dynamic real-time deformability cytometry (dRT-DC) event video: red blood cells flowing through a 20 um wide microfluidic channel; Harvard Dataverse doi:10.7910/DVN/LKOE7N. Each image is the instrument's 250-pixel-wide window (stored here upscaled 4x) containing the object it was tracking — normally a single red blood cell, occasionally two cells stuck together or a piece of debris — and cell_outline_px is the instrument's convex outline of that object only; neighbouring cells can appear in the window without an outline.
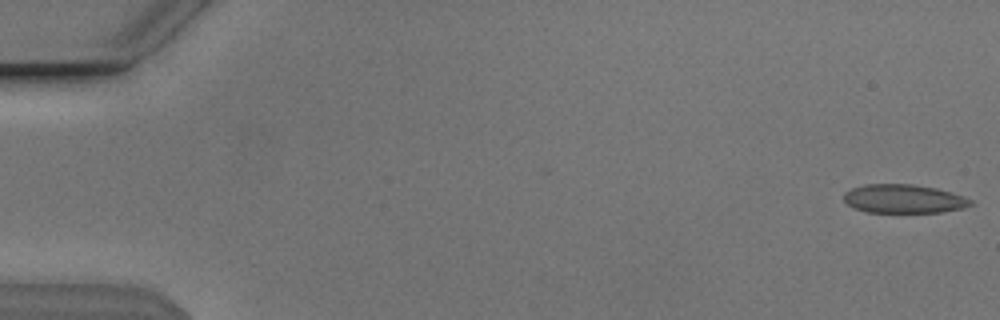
{"species": "Egyptian fruit bat (a non-hibernating species)", "species_latin": "Rousettus aegyptiacus", "temperature_condition": "cold", "stored_images_in_passage": 10, "camera_frame_rate_fps": 3000, "um_per_image_px": 0.085, "animal": {"sex": "male"}, "frame": {"image": 1, "passage_image": 1, "time_ms": 0.0, "image_size_px": [1000, 320], "cell_outline_px": [[972, 204], [964, 208], [940, 212], [868, 212], [856, 208], [848, 204], [844, 200], [844, 192], [852, 188], [864, 184], [912, 184], [936, 188], [972, 200]], "centroid_in_image_um": [76.78, 16.89], "position_along_channel_um": 8.2, "area_um2": 20.92}}